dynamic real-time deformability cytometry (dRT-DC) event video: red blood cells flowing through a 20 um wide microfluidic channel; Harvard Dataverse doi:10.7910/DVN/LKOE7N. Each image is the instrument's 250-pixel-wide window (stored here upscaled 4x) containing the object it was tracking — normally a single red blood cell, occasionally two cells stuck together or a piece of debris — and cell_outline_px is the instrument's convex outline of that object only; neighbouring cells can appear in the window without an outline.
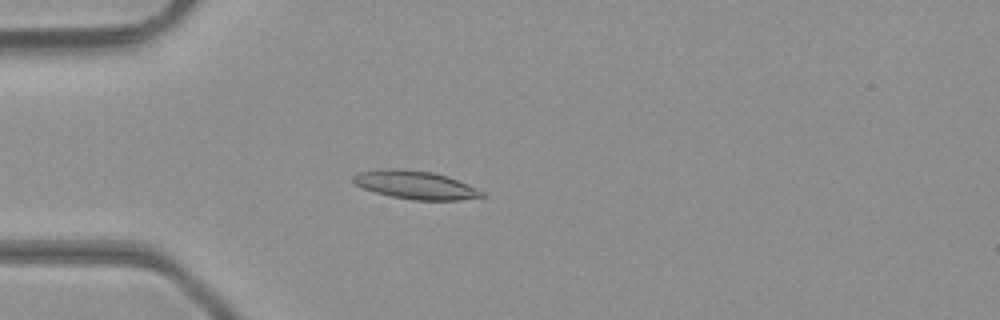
{"species": "common noctule bat (a hibernating species)", "species_latin": "Nyctalus noctula", "temperature_condition": "room temperature", "stored_images_in_passage": 4, "camera_frame_rate_fps": 3000, "um_per_image_px": 0.085, "animal": {"sex": "male", "body_mass_g": 23.1, "forearm_length_mm": 52.7}, "frame": {"image": 1, "passage_image": 3, "time_ms": 0.667, "image_size_px": [1000, 320], "cell_outline_px": [[488, 196], [460, 200], [412, 200], [392, 196], [376, 192], [364, 188], [356, 184], [352, 180], [352, 176], [360, 172], [384, 168], [400, 168], [432, 172], [448, 176], [468, 184], [484, 192]], "centroid_in_image_um": [35.35, 15.71], "position_along_channel_um": 49.7, "area_um2": 21.21}}